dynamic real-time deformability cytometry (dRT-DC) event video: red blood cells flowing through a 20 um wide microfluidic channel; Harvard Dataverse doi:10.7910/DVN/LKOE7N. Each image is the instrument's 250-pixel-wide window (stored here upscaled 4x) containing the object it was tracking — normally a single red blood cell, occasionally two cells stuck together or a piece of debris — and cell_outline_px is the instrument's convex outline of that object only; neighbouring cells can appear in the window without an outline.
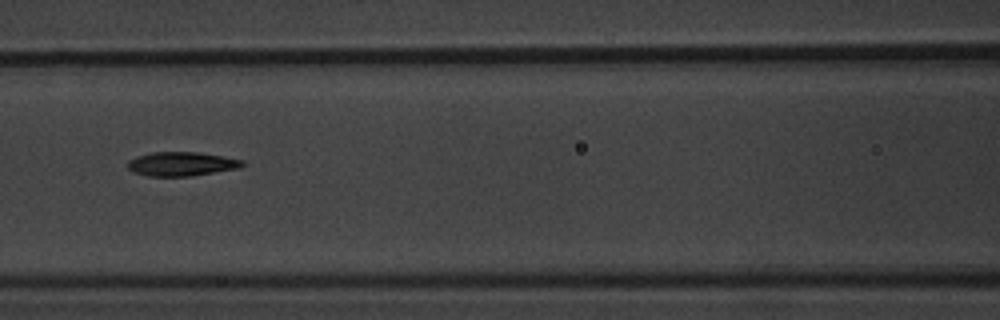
{"species": "common noctule bat (a hibernating species)", "species_latin": "Nyctalus noctula", "temperature_condition": "warm", "stored_images_in_passage": 9, "camera_frame_rate_fps": 3000, "um_per_image_px": 0.085, "animal": {"sex": "male", "body_mass_g": 20.1, "forearm_length_mm": 53.5}, "frame": {"image": 1, "passage_image": 7, "time_ms": 8.0, "image_size_px": [1000, 320], "cell_outline_px": [[244, 164], [240, 168], [192, 176], [148, 176], [132, 172], [128, 168], [128, 160], [136, 156], [152, 152], [200, 152], [244, 160]], "centroid_in_image_um": [15.42, 13.93], "position_along_channel_um": 151.2, "area_um2": 16.18}}
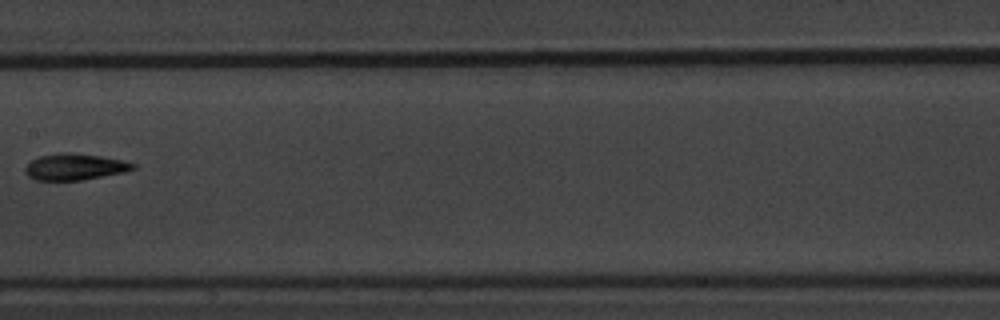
{"frame": {"image": 2, "passage_image": 8, "time_ms": 9.333, "image_size_px": [1000, 320], "cell_outline_px": [[136, 168], [124, 172], [80, 180], [36, 180], [28, 176], [24, 172], [24, 168], [32, 160], [40, 156], [60, 152], [72, 152], [100, 156], [120, 160], [136, 164]], "centroid_in_image_um": [6.33, 14.17], "position_along_channel_um": 201.1, "area_um2": 16.47}}
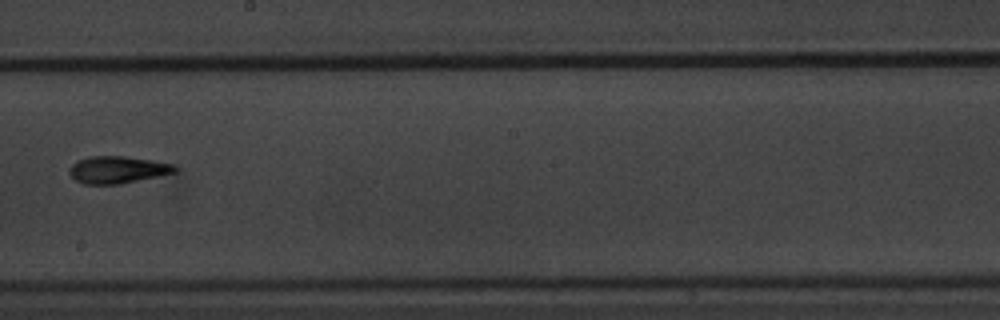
{"frame": {"image": 3, "passage_image": 9, "time_ms": 10.333, "image_size_px": [1000, 320], "cell_outline_px": [[176, 172], [160, 176], [120, 184], [84, 184], [76, 180], [68, 172], [72, 164], [80, 160], [92, 156], [124, 156], [152, 160], [172, 164], [176, 168]], "centroid_in_image_um": [10.0, 14.43], "position_along_channel_um": 238.2, "area_um2": 16.53}}